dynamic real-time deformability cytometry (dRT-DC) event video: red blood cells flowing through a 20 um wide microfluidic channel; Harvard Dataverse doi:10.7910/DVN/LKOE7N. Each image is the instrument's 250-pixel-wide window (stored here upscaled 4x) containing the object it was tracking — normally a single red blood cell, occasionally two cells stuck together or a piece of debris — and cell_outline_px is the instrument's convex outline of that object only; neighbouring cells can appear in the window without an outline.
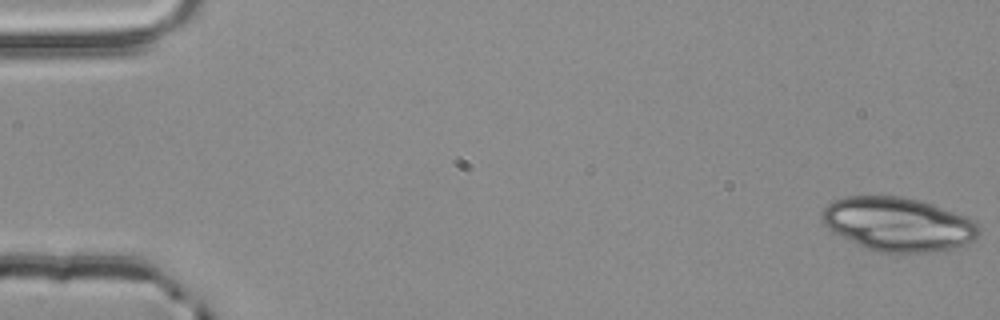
{"species": "common noctule bat (a hibernating species)", "species_latin": "Nyctalus noctula", "temperature_condition": "room temperature", "stored_images_in_passage": 54, "segment_of_instrument_passage": [1, 2], "camera_frame_rate_fps": 3000, "um_per_image_px": 0.085, "animal": {"sex": "male", "body_mass_g": 20.4}, "frame": {"image": 1, "passage_image": 1, "time_ms": 0.0, "image_size_px": [1000, 320], "cell_outline_px": [[980, 232], [976, 240], [944, 252], [876, 252], [864, 248], [832, 232], [820, 220], [820, 212], [828, 204], [844, 196], [900, 196], [920, 200], [932, 204], [964, 216], [972, 220], [980, 228]], "centroid_in_image_um": [76.32, 19.07], "position_along_channel_um": 8.7, "area_um2": 49.59}}